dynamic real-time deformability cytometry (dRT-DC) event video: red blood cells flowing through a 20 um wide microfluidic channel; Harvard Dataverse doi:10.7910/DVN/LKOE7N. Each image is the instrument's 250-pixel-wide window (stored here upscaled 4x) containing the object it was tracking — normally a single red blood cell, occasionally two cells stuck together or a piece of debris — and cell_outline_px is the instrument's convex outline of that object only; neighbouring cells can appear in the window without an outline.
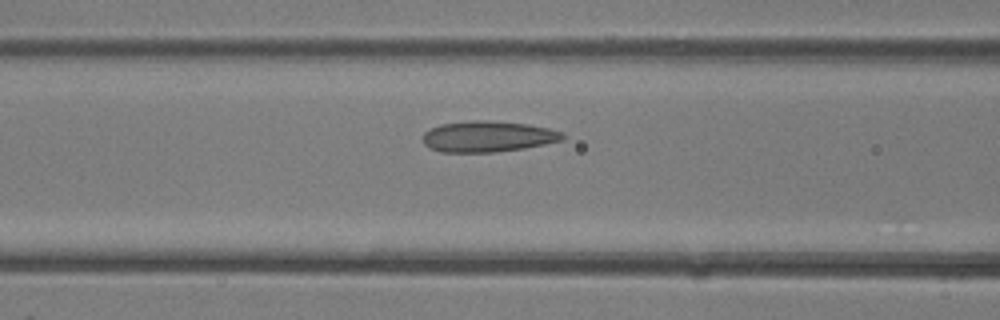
{"species": "common noctule bat (a hibernating species)", "species_latin": "Nyctalus noctula", "temperature_condition": "room temperature", "stored_images_in_passage": 9, "camera_frame_rate_fps": 3000, "um_per_image_px": 0.085, "animal": {"sex": "female"}, "frame": {"image": 1, "passage_image": 8, "time_ms": 2.333, "image_size_px": [1000, 320], "cell_outline_px": [[564, 140], [524, 148], [496, 152], [440, 152], [428, 148], [424, 144], [424, 132], [440, 124], [472, 120], [488, 120], [528, 124], [548, 128], [564, 132]], "centroid_in_image_um": [41.47, 11.6], "position_along_channel_um": 125.1, "area_um2": 25.32}}